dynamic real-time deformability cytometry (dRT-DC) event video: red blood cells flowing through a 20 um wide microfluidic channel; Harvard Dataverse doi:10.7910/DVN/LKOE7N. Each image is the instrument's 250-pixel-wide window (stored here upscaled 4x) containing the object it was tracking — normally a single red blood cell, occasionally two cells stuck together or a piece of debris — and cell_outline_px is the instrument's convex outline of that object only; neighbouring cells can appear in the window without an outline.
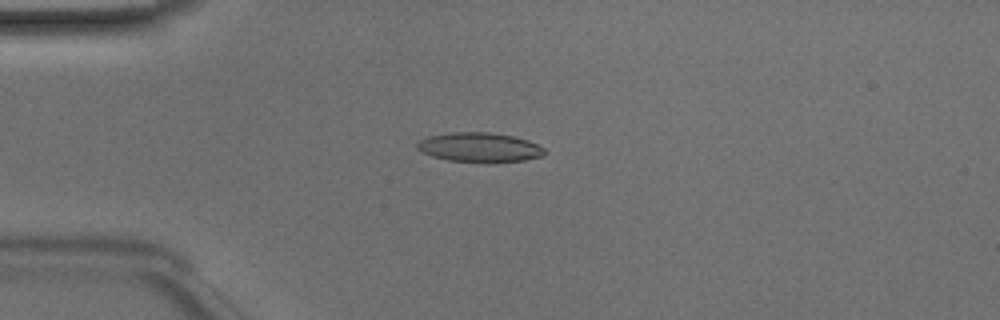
{"species": "Egyptian fruit bat (a non-hibernating species)", "species_latin": "Rousettus aegyptiacus", "temperature_condition": "room temperature", "stored_images_in_passage": 42, "camera_frame_rate_fps": 3000, "um_per_image_px": 0.085, "animal": {"sex": "male"}, "frame": {"image": 1, "passage_image": 6, "time_ms": 1.667, "image_size_px": [1000, 320], "cell_outline_px": [[548, 152], [544, 156], [524, 160], [448, 160], [432, 156], [416, 148], [416, 144], [420, 140], [428, 136], [452, 132], [488, 132], [512, 136], [528, 140], [544, 148]], "centroid_in_image_um": [40.76, 12.48], "position_along_channel_um": 44.2, "area_um2": 21.15}}
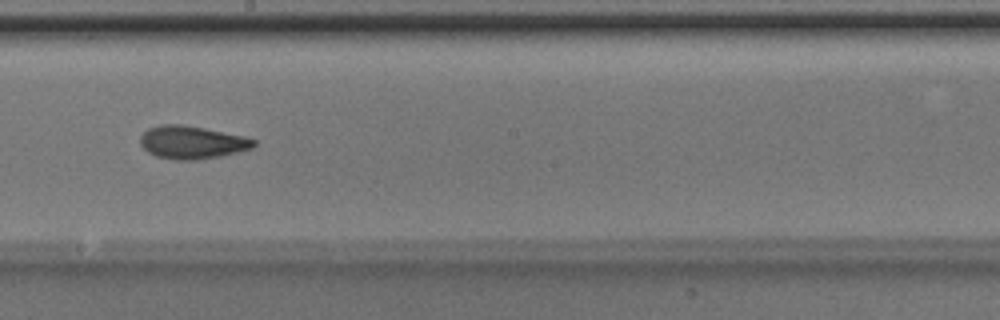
{"frame": {"image": 2, "passage_image": 21, "time_ms": 6.667, "image_size_px": [1000, 320], "cell_outline_px": [[256, 144], [252, 148], [220, 156], [196, 160], [176, 160], [156, 156], [148, 152], [140, 144], [140, 136], [148, 128], [160, 124], [180, 124], [204, 128], [244, 136], [256, 140]], "centroid_in_image_um": [16.3, 12.09], "position_along_channel_um": 231.9, "area_um2": 21.73}}
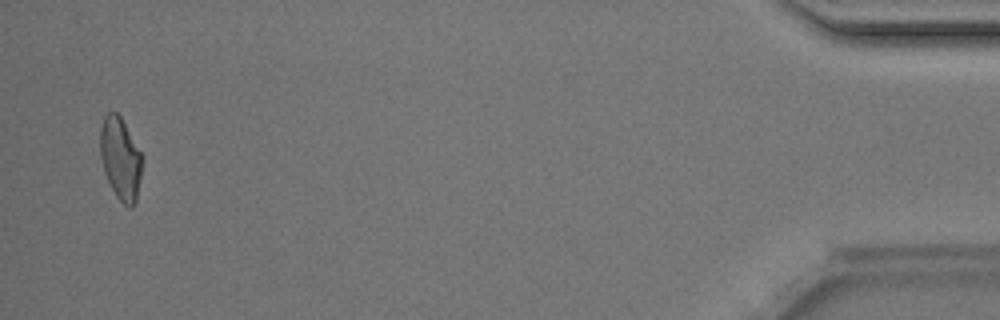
{"frame": {"image": 3, "passage_image": 41, "time_ms": 13.333, "image_size_px": [1000, 320], "cell_outline_px": [[144, 160], [136, 200], [132, 208], [128, 208], [116, 196], [104, 172], [100, 156], [100, 128], [104, 116], [108, 112], [116, 112], [120, 116], [140, 152]], "centroid_in_image_um": [10.24, 13.5], "position_along_channel_um": 425.0, "area_um2": 20.06}, "authors_computed_cell_mechanics": {"area_um2": 21.1548, "velocity_mm_per_s": 4.176, "shape_relaxation_time_tau1_ms": 3.3168, "shape_relaxation_time_tau2_ms": 2.217, "deformation_change_tau1": 0.1548, "deformation_change_tau2": 0.1}}